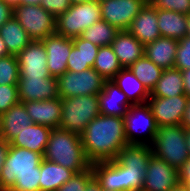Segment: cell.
<instances>
[{"label": "cell", "mask_w": 190, "mask_h": 191, "mask_svg": "<svg viewBox=\"0 0 190 191\" xmlns=\"http://www.w3.org/2000/svg\"><path fill=\"white\" fill-rule=\"evenodd\" d=\"M152 154L150 145L128 144L115 159L92 163L93 175L103 190L141 191Z\"/></svg>", "instance_id": "6da1fadb"}, {"label": "cell", "mask_w": 190, "mask_h": 191, "mask_svg": "<svg viewBox=\"0 0 190 191\" xmlns=\"http://www.w3.org/2000/svg\"><path fill=\"white\" fill-rule=\"evenodd\" d=\"M81 141L91 164L115 159L121 148L128 145L124 118L98 115L81 134Z\"/></svg>", "instance_id": "7a4b0ae2"}, {"label": "cell", "mask_w": 190, "mask_h": 191, "mask_svg": "<svg viewBox=\"0 0 190 191\" xmlns=\"http://www.w3.org/2000/svg\"><path fill=\"white\" fill-rule=\"evenodd\" d=\"M43 156L10 145L0 174V191H40V164Z\"/></svg>", "instance_id": "3957f363"}, {"label": "cell", "mask_w": 190, "mask_h": 191, "mask_svg": "<svg viewBox=\"0 0 190 191\" xmlns=\"http://www.w3.org/2000/svg\"><path fill=\"white\" fill-rule=\"evenodd\" d=\"M43 159L62 165L74 173L83 172L91 166L85 156L81 135L62 128L51 129Z\"/></svg>", "instance_id": "277c9868"}, {"label": "cell", "mask_w": 190, "mask_h": 191, "mask_svg": "<svg viewBox=\"0 0 190 191\" xmlns=\"http://www.w3.org/2000/svg\"><path fill=\"white\" fill-rule=\"evenodd\" d=\"M98 115H100L98 94L67 97L62 99L59 128L81 135Z\"/></svg>", "instance_id": "5b68a950"}, {"label": "cell", "mask_w": 190, "mask_h": 191, "mask_svg": "<svg viewBox=\"0 0 190 191\" xmlns=\"http://www.w3.org/2000/svg\"><path fill=\"white\" fill-rule=\"evenodd\" d=\"M151 148L154 155L177 169L190 158L182 124L158 127Z\"/></svg>", "instance_id": "8992f818"}, {"label": "cell", "mask_w": 190, "mask_h": 191, "mask_svg": "<svg viewBox=\"0 0 190 191\" xmlns=\"http://www.w3.org/2000/svg\"><path fill=\"white\" fill-rule=\"evenodd\" d=\"M101 19L100 3L96 1L73 3L70 8L56 18L58 35L67 38L79 37L89 27Z\"/></svg>", "instance_id": "52a82bcc"}, {"label": "cell", "mask_w": 190, "mask_h": 191, "mask_svg": "<svg viewBox=\"0 0 190 191\" xmlns=\"http://www.w3.org/2000/svg\"><path fill=\"white\" fill-rule=\"evenodd\" d=\"M123 118L128 144L152 145L158 126L147 103L132 105Z\"/></svg>", "instance_id": "ba28073f"}, {"label": "cell", "mask_w": 190, "mask_h": 191, "mask_svg": "<svg viewBox=\"0 0 190 191\" xmlns=\"http://www.w3.org/2000/svg\"><path fill=\"white\" fill-rule=\"evenodd\" d=\"M105 81L106 79L93 68L81 72L66 71L58 77V95L62 99L96 95L103 90Z\"/></svg>", "instance_id": "9c48e42d"}, {"label": "cell", "mask_w": 190, "mask_h": 191, "mask_svg": "<svg viewBox=\"0 0 190 191\" xmlns=\"http://www.w3.org/2000/svg\"><path fill=\"white\" fill-rule=\"evenodd\" d=\"M13 15L32 40L41 41L56 31V18L40 5L16 6Z\"/></svg>", "instance_id": "30bf717a"}, {"label": "cell", "mask_w": 190, "mask_h": 191, "mask_svg": "<svg viewBox=\"0 0 190 191\" xmlns=\"http://www.w3.org/2000/svg\"><path fill=\"white\" fill-rule=\"evenodd\" d=\"M147 0H105L100 3L101 19L119 31H127Z\"/></svg>", "instance_id": "8fae6325"}, {"label": "cell", "mask_w": 190, "mask_h": 191, "mask_svg": "<svg viewBox=\"0 0 190 191\" xmlns=\"http://www.w3.org/2000/svg\"><path fill=\"white\" fill-rule=\"evenodd\" d=\"M189 98L185 95L174 97H149L152 115L158 127L181 125Z\"/></svg>", "instance_id": "7c38bea8"}, {"label": "cell", "mask_w": 190, "mask_h": 191, "mask_svg": "<svg viewBox=\"0 0 190 191\" xmlns=\"http://www.w3.org/2000/svg\"><path fill=\"white\" fill-rule=\"evenodd\" d=\"M179 184L178 169L152 154L141 191H171Z\"/></svg>", "instance_id": "4fadbf2b"}, {"label": "cell", "mask_w": 190, "mask_h": 191, "mask_svg": "<svg viewBox=\"0 0 190 191\" xmlns=\"http://www.w3.org/2000/svg\"><path fill=\"white\" fill-rule=\"evenodd\" d=\"M16 57L19 77H51L47 68V52L42 41L32 40Z\"/></svg>", "instance_id": "5bb4252c"}, {"label": "cell", "mask_w": 190, "mask_h": 191, "mask_svg": "<svg viewBox=\"0 0 190 191\" xmlns=\"http://www.w3.org/2000/svg\"><path fill=\"white\" fill-rule=\"evenodd\" d=\"M17 87L20 102L43 101L59 97L57 77H19Z\"/></svg>", "instance_id": "9a60e30c"}, {"label": "cell", "mask_w": 190, "mask_h": 191, "mask_svg": "<svg viewBox=\"0 0 190 191\" xmlns=\"http://www.w3.org/2000/svg\"><path fill=\"white\" fill-rule=\"evenodd\" d=\"M47 52V68L51 77H59L67 71V60L73 47L72 38L54 33L41 40Z\"/></svg>", "instance_id": "2e32d148"}, {"label": "cell", "mask_w": 190, "mask_h": 191, "mask_svg": "<svg viewBox=\"0 0 190 191\" xmlns=\"http://www.w3.org/2000/svg\"><path fill=\"white\" fill-rule=\"evenodd\" d=\"M35 124L59 128L62 114V98L22 102Z\"/></svg>", "instance_id": "e0dca14e"}, {"label": "cell", "mask_w": 190, "mask_h": 191, "mask_svg": "<svg viewBox=\"0 0 190 191\" xmlns=\"http://www.w3.org/2000/svg\"><path fill=\"white\" fill-rule=\"evenodd\" d=\"M157 8L147 2L133 19L127 31L144 46L159 38Z\"/></svg>", "instance_id": "ac0fdd59"}, {"label": "cell", "mask_w": 190, "mask_h": 191, "mask_svg": "<svg viewBox=\"0 0 190 191\" xmlns=\"http://www.w3.org/2000/svg\"><path fill=\"white\" fill-rule=\"evenodd\" d=\"M99 95L100 114L123 118L132 106L127 96L111 80H106Z\"/></svg>", "instance_id": "d6986e66"}, {"label": "cell", "mask_w": 190, "mask_h": 191, "mask_svg": "<svg viewBox=\"0 0 190 191\" xmlns=\"http://www.w3.org/2000/svg\"><path fill=\"white\" fill-rule=\"evenodd\" d=\"M34 124L22 102L13 105L0 116V139L10 142L28 126Z\"/></svg>", "instance_id": "ffe728a7"}, {"label": "cell", "mask_w": 190, "mask_h": 191, "mask_svg": "<svg viewBox=\"0 0 190 191\" xmlns=\"http://www.w3.org/2000/svg\"><path fill=\"white\" fill-rule=\"evenodd\" d=\"M111 47L122 68H129L144 56L145 46L128 31H119Z\"/></svg>", "instance_id": "44dd1931"}, {"label": "cell", "mask_w": 190, "mask_h": 191, "mask_svg": "<svg viewBox=\"0 0 190 191\" xmlns=\"http://www.w3.org/2000/svg\"><path fill=\"white\" fill-rule=\"evenodd\" d=\"M177 47L178 40L160 36L145 45L144 55L163 70L171 69L174 68Z\"/></svg>", "instance_id": "7402d4cb"}, {"label": "cell", "mask_w": 190, "mask_h": 191, "mask_svg": "<svg viewBox=\"0 0 190 191\" xmlns=\"http://www.w3.org/2000/svg\"><path fill=\"white\" fill-rule=\"evenodd\" d=\"M73 47L67 60V71L81 72L93 67L99 46L83 39L81 36L72 38Z\"/></svg>", "instance_id": "603a6c76"}, {"label": "cell", "mask_w": 190, "mask_h": 191, "mask_svg": "<svg viewBox=\"0 0 190 191\" xmlns=\"http://www.w3.org/2000/svg\"><path fill=\"white\" fill-rule=\"evenodd\" d=\"M50 132L51 128L34 123L14 137L9 144L15 147L26 148L43 156Z\"/></svg>", "instance_id": "cb8c5ba5"}, {"label": "cell", "mask_w": 190, "mask_h": 191, "mask_svg": "<svg viewBox=\"0 0 190 191\" xmlns=\"http://www.w3.org/2000/svg\"><path fill=\"white\" fill-rule=\"evenodd\" d=\"M111 81L122 90L132 105L147 103L150 92L129 68H122Z\"/></svg>", "instance_id": "d4e9b609"}, {"label": "cell", "mask_w": 190, "mask_h": 191, "mask_svg": "<svg viewBox=\"0 0 190 191\" xmlns=\"http://www.w3.org/2000/svg\"><path fill=\"white\" fill-rule=\"evenodd\" d=\"M158 29L161 36L181 40L187 36L188 15L157 9Z\"/></svg>", "instance_id": "484cf974"}, {"label": "cell", "mask_w": 190, "mask_h": 191, "mask_svg": "<svg viewBox=\"0 0 190 191\" xmlns=\"http://www.w3.org/2000/svg\"><path fill=\"white\" fill-rule=\"evenodd\" d=\"M40 171V191H56L74 175L72 170L45 159L41 161Z\"/></svg>", "instance_id": "4316f807"}, {"label": "cell", "mask_w": 190, "mask_h": 191, "mask_svg": "<svg viewBox=\"0 0 190 191\" xmlns=\"http://www.w3.org/2000/svg\"><path fill=\"white\" fill-rule=\"evenodd\" d=\"M0 37L12 55L20 53L32 41L14 15L0 27Z\"/></svg>", "instance_id": "83f0119b"}, {"label": "cell", "mask_w": 190, "mask_h": 191, "mask_svg": "<svg viewBox=\"0 0 190 191\" xmlns=\"http://www.w3.org/2000/svg\"><path fill=\"white\" fill-rule=\"evenodd\" d=\"M185 94L181 70L164 69L156 86L150 92V97L169 98Z\"/></svg>", "instance_id": "f1b7e54d"}, {"label": "cell", "mask_w": 190, "mask_h": 191, "mask_svg": "<svg viewBox=\"0 0 190 191\" xmlns=\"http://www.w3.org/2000/svg\"><path fill=\"white\" fill-rule=\"evenodd\" d=\"M129 69L142 82L149 92L156 86L163 69L156 66L145 55L136 60Z\"/></svg>", "instance_id": "f546056e"}, {"label": "cell", "mask_w": 190, "mask_h": 191, "mask_svg": "<svg viewBox=\"0 0 190 191\" xmlns=\"http://www.w3.org/2000/svg\"><path fill=\"white\" fill-rule=\"evenodd\" d=\"M92 68L95 69L106 80H112L122 69V66L119 63L117 56L113 52L111 45H109L99 47Z\"/></svg>", "instance_id": "4dcf8cb0"}, {"label": "cell", "mask_w": 190, "mask_h": 191, "mask_svg": "<svg viewBox=\"0 0 190 191\" xmlns=\"http://www.w3.org/2000/svg\"><path fill=\"white\" fill-rule=\"evenodd\" d=\"M118 32L119 30H117L115 27L108 24L103 19H100L92 26H89L81 34V37L99 47L109 46L112 44Z\"/></svg>", "instance_id": "1f68e13d"}, {"label": "cell", "mask_w": 190, "mask_h": 191, "mask_svg": "<svg viewBox=\"0 0 190 191\" xmlns=\"http://www.w3.org/2000/svg\"><path fill=\"white\" fill-rule=\"evenodd\" d=\"M20 72L16 55L0 57V85L18 84Z\"/></svg>", "instance_id": "d6a6232c"}, {"label": "cell", "mask_w": 190, "mask_h": 191, "mask_svg": "<svg viewBox=\"0 0 190 191\" xmlns=\"http://www.w3.org/2000/svg\"><path fill=\"white\" fill-rule=\"evenodd\" d=\"M94 177L91 166L79 173H74L70 180L56 191H85L87 183Z\"/></svg>", "instance_id": "836d02e7"}, {"label": "cell", "mask_w": 190, "mask_h": 191, "mask_svg": "<svg viewBox=\"0 0 190 191\" xmlns=\"http://www.w3.org/2000/svg\"><path fill=\"white\" fill-rule=\"evenodd\" d=\"M19 102L17 84L0 85V116Z\"/></svg>", "instance_id": "e575fe53"}, {"label": "cell", "mask_w": 190, "mask_h": 191, "mask_svg": "<svg viewBox=\"0 0 190 191\" xmlns=\"http://www.w3.org/2000/svg\"><path fill=\"white\" fill-rule=\"evenodd\" d=\"M153 7L190 15V0H149Z\"/></svg>", "instance_id": "d590c367"}, {"label": "cell", "mask_w": 190, "mask_h": 191, "mask_svg": "<svg viewBox=\"0 0 190 191\" xmlns=\"http://www.w3.org/2000/svg\"><path fill=\"white\" fill-rule=\"evenodd\" d=\"M174 68L181 71L190 69V37L188 36L178 41Z\"/></svg>", "instance_id": "8d00e7d4"}, {"label": "cell", "mask_w": 190, "mask_h": 191, "mask_svg": "<svg viewBox=\"0 0 190 191\" xmlns=\"http://www.w3.org/2000/svg\"><path fill=\"white\" fill-rule=\"evenodd\" d=\"M72 5L70 0H42L40 6L55 18L67 11Z\"/></svg>", "instance_id": "74e56055"}, {"label": "cell", "mask_w": 190, "mask_h": 191, "mask_svg": "<svg viewBox=\"0 0 190 191\" xmlns=\"http://www.w3.org/2000/svg\"><path fill=\"white\" fill-rule=\"evenodd\" d=\"M180 184L185 185L190 191V158L178 169Z\"/></svg>", "instance_id": "f35d334b"}, {"label": "cell", "mask_w": 190, "mask_h": 191, "mask_svg": "<svg viewBox=\"0 0 190 191\" xmlns=\"http://www.w3.org/2000/svg\"><path fill=\"white\" fill-rule=\"evenodd\" d=\"M13 11L11 6L0 0V27L13 16Z\"/></svg>", "instance_id": "ab89813d"}, {"label": "cell", "mask_w": 190, "mask_h": 191, "mask_svg": "<svg viewBox=\"0 0 190 191\" xmlns=\"http://www.w3.org/2000/svg\"><path fill=\"white\" fill-rule=\"evenodd\" d=\"M10 149V144L6 140L0 139V174L4 167V162L7 158Z\"/></svg>", "instance_id": "60d3db41"}, {"label": "cell", "mask_w": 190, "mask_h": 191, "mask_svg": "<svg viewBox=\"0 0 190 191\" xmlns=\"http://www.w3.org/2000/svg\"><path fill=\"white\" fill-rule=\"evenodd\" d=\"M181 73L185 95L190 99V69L182 70Z\"/></svg>", "instance_id": "b9f144b4"}, {"label": "cell", "mask_w": 190, "mask_h": 191, "mask_svg": "<svg viewBox=\"0 0 190 191\" xmlns=\"http://www.w3.org/2000/svg\"><path fill=\"white\" fill-rule=\"evenodd\" d=\"M182 125L184 128H190V99L187 102V106L182 120Z\"/></svg>", "instance_id": "7bdbcfd3"}, {"label": "cell", "mask_w": 190, "mask_h": 191, "mask_svg": "<svg viewBox=\"0 0 190 191\" xmlns=\"http://www.w3.org/2000/svg\"><path fill=\"white\" fill-rule=\"evenodd\" d=\"M85 191H102L100 183L93 177L86 185Z\"/></svg>", "instance_id": "ee69618b"}, {"label": "cell", "mask_w": 190, "mask_h": 191, "mask_svg": "<svg viewBox=\"0 0 190 191\" xmlns=\"http://www.w3.org/2000/svg\"><path fill=\"white\" fill-rule=\"evenodd\" d=\"M8 49L3 41V39L0 37V57H4L9 55Z\"/></svg>", "instance_id": "f6af8a7d"}, {"label": "cell", "mask_w": 190, "mask_h": 191, "mask_svg": "<svg viewBox=\"0 0 190 191\" xmlns=\"http://www.w3.org/2000/svg\"><path fill=\"white\" fill-rule=\"evenodd\" d=\"M42 0H20V5H40Z\"/></svg>", "instance_id": "bcb514c9"}, {"label": "cell", "mask_w": 190, "mask_h": 191, "mask_svg": "<svg viewBox=\"0 0 190 191\" xmlns=\"http://www.w3.org/2000/svg\"><path fill=\"white\" fill-rule=\"evenodd\" d=\"M185 140L188 148V153L190 156V128H185Z\"/></svg>", "instance_id": "7dc6e473"}, {"label": "cell", "mask_w": 190, "mask_h": 191, "mask_svg": "<svg viewBox=\"0 0 190 191\" xmlns=\"http://www.w3.org/2000/svg\"><path fill=\"white\" fill-rule=\"evenodd\" d=\"M4 2H6L9 6H11L13 9L16 7V6H19L20 5V0H2Z\"/></svg>", "instance_id": "c3c4849f"}, {"label": "cell", "mask_w": 190, "mask_h": 191, "mask_svg": "<svg viewBox=\"0 0 190 191\" xmlns=\"http://www.w3.org/2000/svg\"><path fill=\"white\" fill-rule=\"evenodd\" d=\"M171 191H189V189L182 184H179L178 186L174 187Z\"/></svg>", "instance_id": "681fc988"}, {"label": "cell", "mask_w": 190, "mask_h": 191, "mask_svg": "<svg viewBox=\"0 0 190 191\" xmlns=\"http://www.w3.org/2000/svg\"><path fill=\"white\" fill-rule=\"evenodd\" d=\"M71 3H84V2H90V1H93V0H70Z\"/></svg>", "instance_id": "f907efd6"}, {"label": "cell", "mask_w": 190, "mask_h": 191, "mask_svg": "<svg viewBox=\"0 0 190 191\" xmlns=\"http://www.w3.org/2000/svg\"><path fill=\"white\" fill-rule=\"evenodd\" d=\"M187 36L190 37V15H188V32Z\"/></svg>", "instance_id": "816d5d0a"}, {"label": "cell", "mask_w": 190, "mask_h": 191, "mask_svg": "<svg viewBox=\"0 0 190 191\" xmlns=\"http://www.w3.org/2000/svg\"><path fill=\"white\" fill-rule=\"evenodd\" d=\"M94 1L101 3V2H103L105 0H94Z\"/></svg>", "instance_id": "f5cc1de1"}]
</instances>
